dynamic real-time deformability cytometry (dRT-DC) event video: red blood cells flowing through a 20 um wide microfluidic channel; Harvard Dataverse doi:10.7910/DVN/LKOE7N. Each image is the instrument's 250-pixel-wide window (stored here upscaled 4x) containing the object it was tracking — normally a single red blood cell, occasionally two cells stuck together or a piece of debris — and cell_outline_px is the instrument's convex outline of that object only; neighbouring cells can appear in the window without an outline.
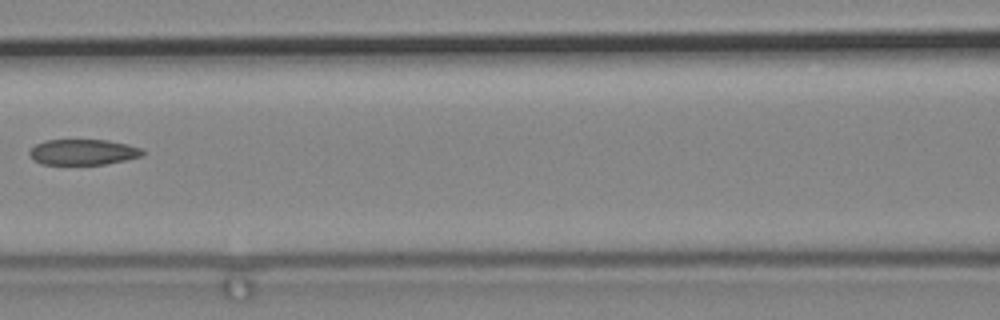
{"species": "common noctule bat (a hibernating species)", "species_latin": "Nyctalus noctula", "temperature_condition": "cold", "stored_images_in_passage": 3, "camera_frame_rate_fps": 3000, "um_per_image_px": 0.085, "animal": {"sex": "male", "body_mass_g": 19.2, "forearm_length_mm": 51.8}, "frame": {"image": 1, "passage_image": 3, "time_ms": 0.667, "image_size_px": [1000, 320], "cell_outline_px": [[144, 156], [104, 164], [40, 164], [28, 152], [36, 144], [44, 140], [108, 140], [128, 144], [144, 148]], "centroid_in_image_um": [7.12, 12.92], "position_along_channel_um": 159.5, "area_um2": 16.88}}